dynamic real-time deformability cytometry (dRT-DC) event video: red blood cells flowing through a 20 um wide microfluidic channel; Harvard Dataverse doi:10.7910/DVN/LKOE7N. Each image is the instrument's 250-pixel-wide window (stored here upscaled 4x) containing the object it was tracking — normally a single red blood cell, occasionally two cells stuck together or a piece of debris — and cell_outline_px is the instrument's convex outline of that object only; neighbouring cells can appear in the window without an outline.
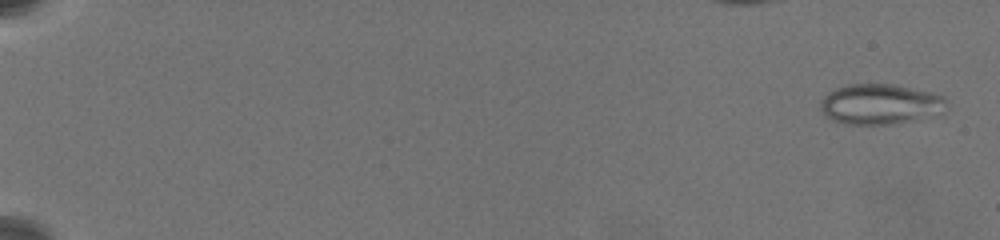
{"species": "common noctule bat (a hibernating species)", "species_latin": "Nyctalus noctula", "temperature_condition": "warm", "stored_images_in_passage": 36, "camera_frame_rate_fps": 3000, "um_per_image_px": 0.085, "animal": {"sex": "female", "body_mass_g": 19.5, "forearm_length_mm": 54.1}, "frame": {"image": 1, "passage_image": 6, "time_ms": 0.667, "image_size_px": [1000, 240], "cell_outline_px": [[948, 108], [944, 112], [920, 120], [896, 124], [844, 124], [832, 120], [824, 116], [820, 108], [820, 100], [828, 92], [836, 88], [848, 84], [892, 84], [928, 92], [944, 96], [948, 100]], "centroid_in_image_um": [74.84, 8.87], "position_along_channel_um": 10.2, "area_um2": 30.17}}